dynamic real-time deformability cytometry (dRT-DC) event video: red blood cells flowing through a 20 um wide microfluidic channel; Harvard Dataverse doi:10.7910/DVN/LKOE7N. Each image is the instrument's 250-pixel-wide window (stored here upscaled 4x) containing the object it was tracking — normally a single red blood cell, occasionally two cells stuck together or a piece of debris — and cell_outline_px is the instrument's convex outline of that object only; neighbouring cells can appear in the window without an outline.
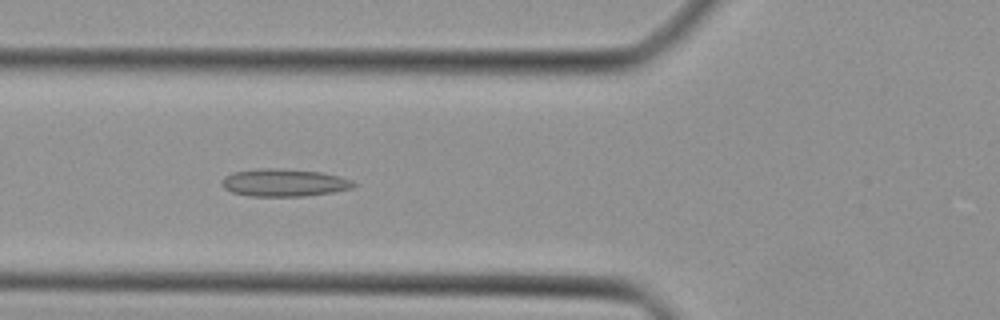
{"species": "Egyptian fruit bat (a non-hibernating species)", "species_latin": "Rousettus aegyptiacus", "temperature_condition": "cold", "stored_images_in_passage": 33, "camera_frame_rate_fps": 3000, "um_per_image_px": 0.085, "animal": {"sex": "female"}, "frame": {"image": 1, "passage_image": 5, "time_ms": 1.333, "image_size_px": [1000, 320], "cell_outline_px": [[356, 184], [352, 188], [332, 192], [304, 196], [248, 196], [232, 192], [224, 188], [220, 184], [220, 180], [224, 176], [232, 172], [260, 168], [280, 168], [324, 172], [340, 176], [352, 180]], "centroid_in_image_um": [24.11, 15.51], "position_along_channel_um": 101.7, "area_um2": 21.44}}
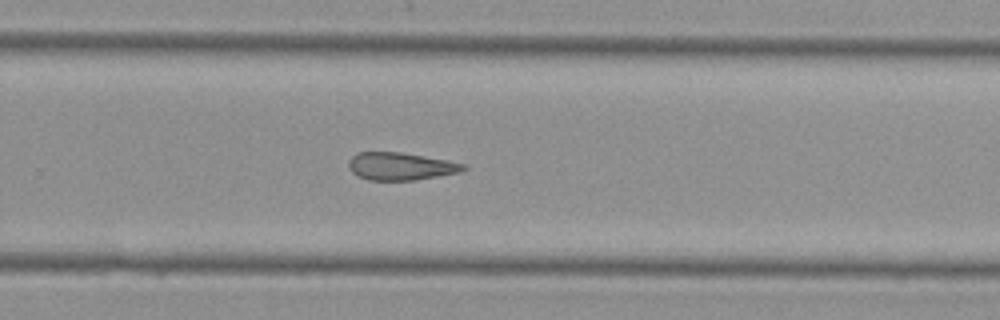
{"frame": {"image": 2, "passage_image": 18, "time_ms": 5.667, "image_size_px": [1000, 320], "cell_outline_px": [[468, 168], [460, 172], [416, 180], [368, 180], [352, 172], [348, 164], [348, 160], [352, 156], [360, 152], [400, 152], [448, 160], [464, 164]], "centroid_in_image_um": [34.06, 14.13], "position_along_channel_um": 295.7, "area_um2": 18.38}}
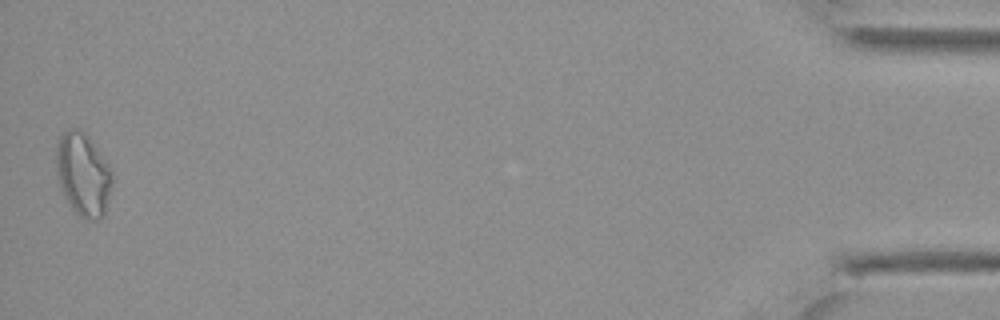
{"frame": {"image": 3, "passage_image": 33, "time_ms": 10.667, "image_size_px": [1000, 320], "cell_outline_px": [[112, 184], [104, 216], [100, 220], [96, 220], [80, 216], [72, 208], [64, 196], [60, 188], [56, 172], [56, 136], [68, 128], [76, 128], [84, 132], [88, 136], [112, 172]], "centroid_in_image_um": [7.02, 14.8], "position_along_channel_um": 428.2, "area_um2": 27.17}}